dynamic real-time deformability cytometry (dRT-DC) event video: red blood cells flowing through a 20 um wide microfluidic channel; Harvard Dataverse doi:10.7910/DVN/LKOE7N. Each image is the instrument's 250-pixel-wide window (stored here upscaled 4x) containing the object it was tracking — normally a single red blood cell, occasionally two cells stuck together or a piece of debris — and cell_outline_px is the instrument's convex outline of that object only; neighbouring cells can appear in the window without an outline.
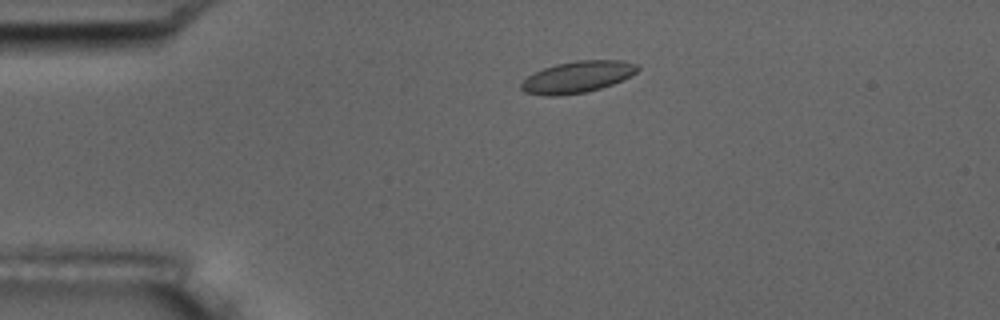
{"species": "common noctule bat (a hibernating species)", "species_latin": "Nyctalus noctula", "temperature_condition": "room temperature", "stored_images_in_passage": 2, "camera_frame_rate_fps": 3000, "um_per_image_px": 0.085, "animal": {"sex": "male", "body_mass_g": 17.5, "forearm_length_mm": 52.3}, "frame": {"image": 1, "passage_image": 2, "time_ms": 1.0, "image_size_px": [1000, 320], "cell_outline_px": [[640, 68], [632, 76], [612, 84], [600, 88], [584, 92], [560, 96], [544, 96], [524, 92], [520, 88], [520, 84], [528, 76], [544, 68], [556, 64], [576, 60], [620, 60], [636, 64]], "centroid_in_image_um": [49.07, 6.55], "position_along_channel_um": 35.9, "area_um2": 21.39}}